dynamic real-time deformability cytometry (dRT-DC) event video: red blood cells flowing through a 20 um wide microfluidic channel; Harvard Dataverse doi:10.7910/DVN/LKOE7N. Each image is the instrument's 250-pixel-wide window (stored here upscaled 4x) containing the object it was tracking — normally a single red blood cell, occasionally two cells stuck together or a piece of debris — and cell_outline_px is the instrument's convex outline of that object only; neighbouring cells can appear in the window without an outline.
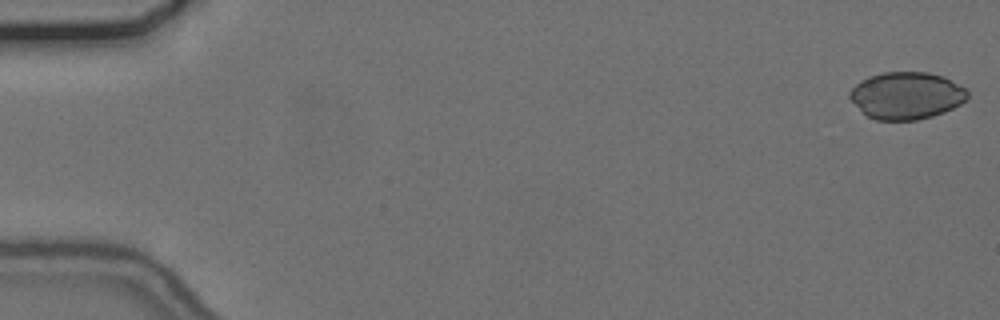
{"species": "common noctule bat (a hibernating species)", "species_latin": "Nyctalus noctula", "temperature_condition": "cold", "stored_images_in_passage": 9, "camera_frame_rate_fps": 3000, "um_per_image_px": 0.085, "animal": {"sex": "female", "body_mass_g": 24.6, "forearm_length_mm": 56.2}, "frame": {"image": 1, "passage_image": 1, "time_ms": 0.0, "image_size_px": [1000, 320], "cell_outline_px": [[968, 96], [960, 104], [944, 112], [932, 116], [916, 120], [876, 120], [868, 116], [848, 96], [848, 92], [860, 80], [868, 76], [884, 72], [928, 72], [944, 76], [964, 88], [968, 92]], "centroid_in_image_um": [77.04, 8.11], "position_along_channel_um": 8.0, "area_um2": 32.19}}